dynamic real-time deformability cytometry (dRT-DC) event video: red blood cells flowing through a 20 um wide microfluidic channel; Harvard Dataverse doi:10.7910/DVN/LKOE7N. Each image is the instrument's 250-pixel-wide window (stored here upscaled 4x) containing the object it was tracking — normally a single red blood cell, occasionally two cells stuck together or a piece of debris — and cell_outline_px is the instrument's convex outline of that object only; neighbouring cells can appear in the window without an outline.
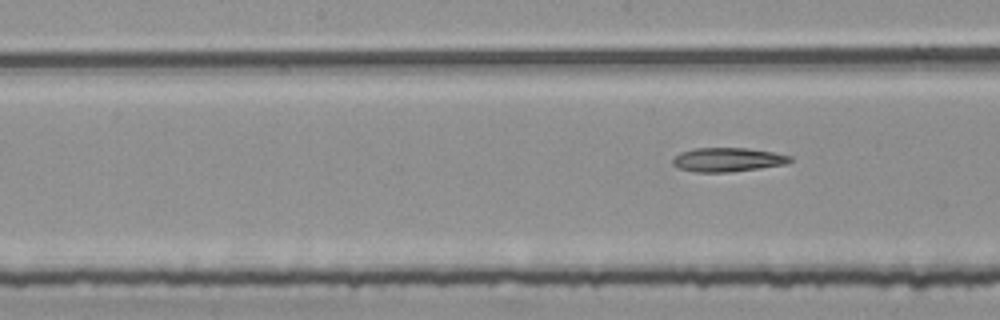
{"species": "common noctule bat (a hibernating species)", "species_latin": "Nyctalus noctula", "temperature_condition": "room temperature", "stored_images_in_passage": 6, "segment_of_instrument_passage": [2, 2], "camera_frame_rate_fps": 3000, "um_per_image_px": 0.085, "animal": {"sex": "female", "body_mass_g": 25.1}, "frame": {"image": 1, "passage_image": 6, "time_ms": 1.667, "image_size_px": [1000, 320], "cell_outline_px": [[792, 160], [784, 164], [760, 168], [724, 172], [696, 172], [676, 168], [672, 164], [672, 160], [680, 152], [692, 148], [748, 148], [772, 152], [792, 156]], "centroid_in_image_um": [61.8, 13.57], "position_along_channel_um": 186.4, "area_um2": 16.36}}